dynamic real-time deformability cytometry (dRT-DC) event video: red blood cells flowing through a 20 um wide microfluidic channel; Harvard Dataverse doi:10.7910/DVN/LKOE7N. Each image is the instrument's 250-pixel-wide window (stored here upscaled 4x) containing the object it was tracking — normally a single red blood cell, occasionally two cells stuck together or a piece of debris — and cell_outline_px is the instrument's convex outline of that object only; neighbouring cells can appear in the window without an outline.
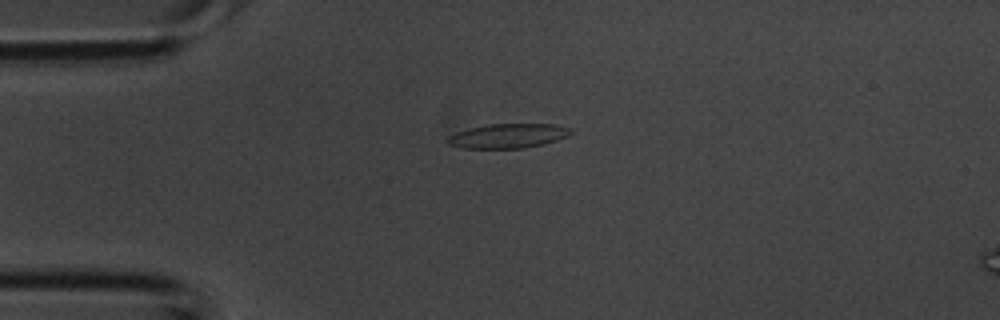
{"species": "common noctule bat (a hibernating species)", "species_latin": "Nyctalus noctula", "temperature_condition": "room temperature", "stored_images_in_passage": 3, "camera_frame_rate_fps": 3000, "um_per_image_px": 0.085, "animal": {"sex": "male", "body_mass_g": 20.1, "forearm_length_mm": 53.5}, "frame": {"image": 1, "passage_image": 3, "time_ms": 0.667, "image_size_px": [1000, 320], "cell_outline_px": [[572, 132], [568, 136], [544, 144], [520, 148], [460, 148], [448, 144], [444, 140], [448, 136], [456, 132], [468, 128], [488, 124], [556, 124], [572, 128]], "centroid_in_image_um": [43.15, 11.54], "position_along_channel_um": 41.8, "area_um2": 17.69}}